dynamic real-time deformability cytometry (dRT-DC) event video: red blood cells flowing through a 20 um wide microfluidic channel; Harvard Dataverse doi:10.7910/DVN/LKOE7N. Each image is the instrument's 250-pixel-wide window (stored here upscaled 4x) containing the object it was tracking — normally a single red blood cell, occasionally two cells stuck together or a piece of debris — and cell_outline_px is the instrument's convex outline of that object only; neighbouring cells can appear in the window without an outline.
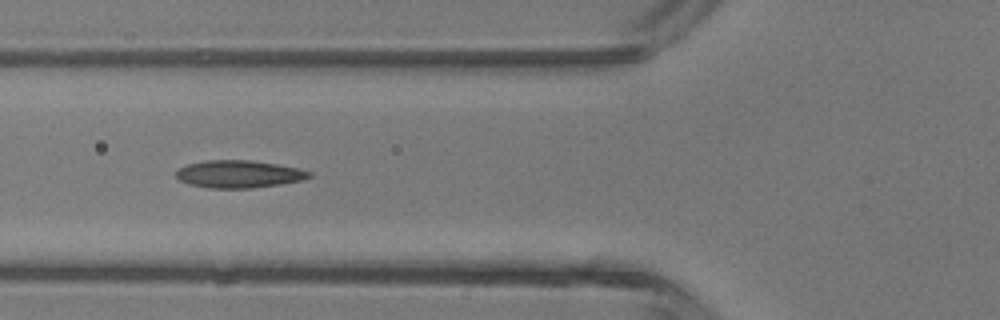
{"species": "common noctule bat (a hibernating species)", "species_latin": "Nyctalus noctula", "temperature_condition": "room temperature", "stored_images_in_passage": 4, "camera_frame_rate_fps": 3000, "um_per_image_px": 0.085, "animal": {"sex": "male", "body_mass_g": 13.3}, "frame": {"image": 1, "passage_image": 4, "time_ms": 1.0, "image_size_px": [1000, 320], "cell_outline_px": [[312, 176], [304, 180], [280, 184], [252, 188], [208, 188], [188, 184], [180, 180], [176, 176], [176, 172], [180, 168], [188, 164], [208, 160], [252, 160], [276, 164], [296, 168], [312, 172]], "centroid_in_image_um": [20.32, 14.8], "position_along_channel_um": 105.5, "area_um2": 21.27}}